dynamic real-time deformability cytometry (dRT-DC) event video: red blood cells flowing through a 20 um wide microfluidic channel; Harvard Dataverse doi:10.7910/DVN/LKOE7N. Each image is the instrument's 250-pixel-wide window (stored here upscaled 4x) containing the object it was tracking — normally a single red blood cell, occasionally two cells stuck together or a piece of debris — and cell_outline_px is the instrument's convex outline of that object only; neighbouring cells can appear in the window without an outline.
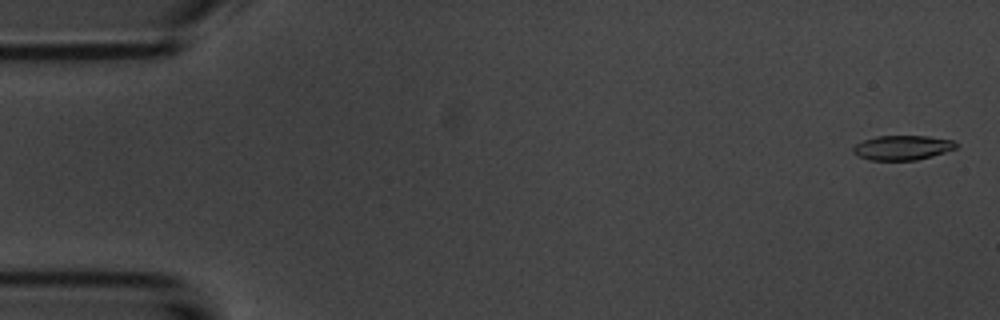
{"species": "common noctule bat (a hibernating species)", "species_latin": "Nyctalus noctula", "temperature_condition": "room temperature", "stored_images_in_passage": 55, "camera_frame_rate_fps": 3000, "um_per_image_px": 0.085, "animal": {"sex": "male", "body_mass_g": 20.1, "forearm_length_mm": 53.5}, "frame": {"image": 1, "passage_image": 2, "time_ms": 0.333, "image_size_px": [1000, 320], "cell_outline_px": [[960, 144], [956, 148], [932, 156], [916, 160], [868, 160], [856, 156], [852, 152], [852, 148], [856, 144], [864, 140], [876, 136], [928, 136], [952, 140]], "centroid_in_image_um": [76.68, 12.55], "position_along_channel_um": 8.3, "area_um2": 14.85}}
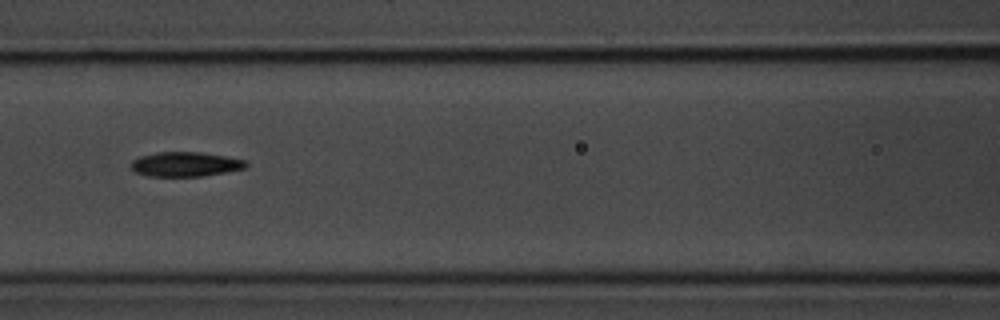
{"frame": {"image": 2, "passage_image": 24, "time_ms": 7.667, "image_size_px": [1000, 320], "cell_outline_px": [[248, 164], [244, 168], [204, 176], [148, 176], [136, 172], [132, 168], [132, 160], [140, 156], [156, 152], [200, 152], [248, 160]], "centroid_in_image_um": [15.77, 13.95], "position_along_channel_um": 150.8, "area_um2": 16.36}}
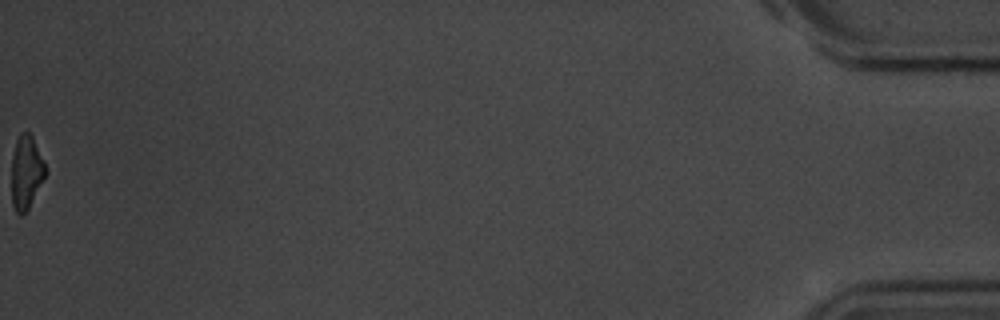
{"frame": {"image": 3, "passage_image": 55, "time_ms": 18.0, "image_size_px": [1000, 320], "cell_outline_px": [[44, 176], [28, 208], [20, 216], [16, 212], [12, 204], [12, 156], [16, 140], [20, 132], [28, 132], [32, 136], [44, 160]], "centroid_in_image_um": [2.19, 14.6], "position_along_channel_um": 433.0, "area_um2": 14.1}, "authors_computed_cell_mechanics": {"area_um2": 16.0106, "velocity_mm_per_s": 3.7246, "shape_relaxation_time_tau1_ms": 2.5845, "shape_relaxation_time_tau2_ms": 5.0039, "deformation_change_tau1": 0.159, "deformation_change_tau2": 0.1369}}